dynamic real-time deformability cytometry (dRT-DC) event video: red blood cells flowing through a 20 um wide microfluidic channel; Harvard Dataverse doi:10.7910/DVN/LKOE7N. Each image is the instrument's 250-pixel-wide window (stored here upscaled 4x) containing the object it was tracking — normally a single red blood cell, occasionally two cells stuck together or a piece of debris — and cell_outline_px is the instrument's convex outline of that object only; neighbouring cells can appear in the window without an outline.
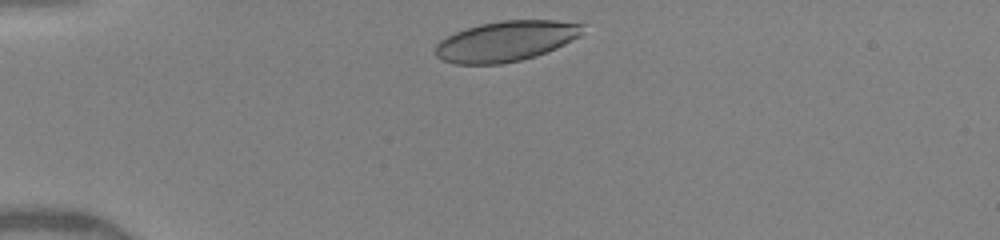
{"species": "human", "species_latin": "Homo sapiens", "temperature_condition": "warm", "stored_images_in_passage": 12, "camera_frame_rate_fps": 3000, "um_per_image_px": 0.085, "donor": {"sex": "female"}, "frame": {"image": 1, "passage_image": 2, "time_ms": 0.333, "image_size_px": [1000, 240], "cell_outline_px": [[584, 24], [580, 36], [556, 48], [536, 56], [520, 60], [500, 64], [456, 64], [440, 60], [436, 56], [436, 44], [440, 40], [456, 32], [480, 24], [500, 20], [584, 20]], "centroid_in_image_um": [43.06, 3.48], "position_along_channel_um": 41.9, "area_um2": 34.97}}
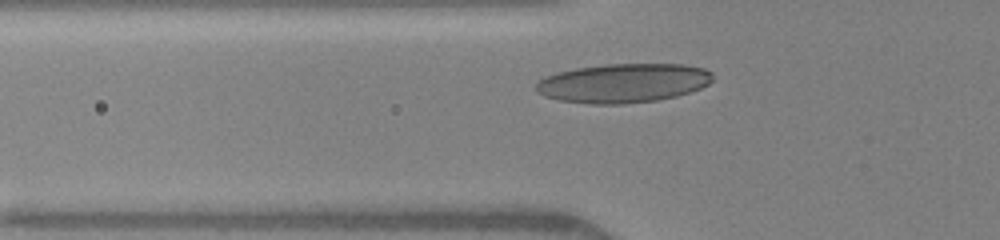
{"frame": {"image": 2, "passage_image": 8, "time_ms": 2.0, "image_size_px": [1000, 240], "cell_outline_px": [[712, 80], [708, 84], [700, 88], [676, 96], [656, 100], [620, 104], [592, 104], [560, 100], [544, 96], [536, 92], [536, 84], [540, 80], [548, 76], [560, 72], [576, 68], [604, 64], [684, 64], [704, 68], [712, 72]], "centroid_in_image_um": [52.99, 7.06], "position_along_channel_um": 72.8, "area_um2": 40.06}}